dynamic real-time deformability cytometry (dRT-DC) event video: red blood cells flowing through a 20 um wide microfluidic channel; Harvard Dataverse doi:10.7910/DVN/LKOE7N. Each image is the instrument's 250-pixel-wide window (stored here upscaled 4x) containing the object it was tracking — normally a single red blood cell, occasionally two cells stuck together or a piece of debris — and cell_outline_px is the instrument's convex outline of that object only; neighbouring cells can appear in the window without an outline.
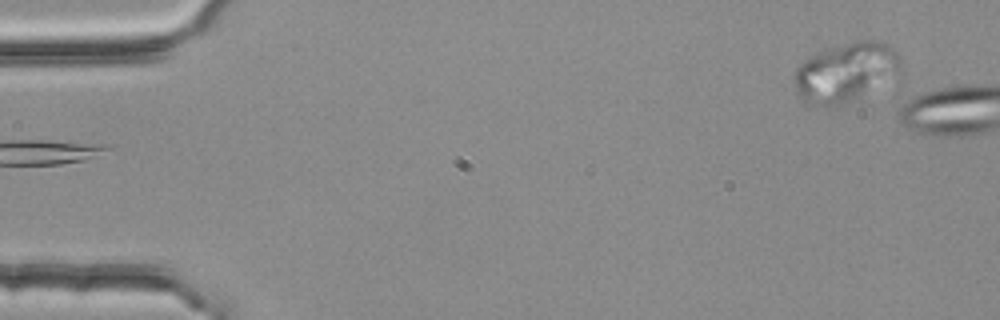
{"species": "common noctule bat (a hibernating species)", "species_latin": "Nyctalus noctula", "temperature_condition": "room temperature", "stored_images_in_passage": 3, "segment_of_instrument_passage": [2, 2], "camera_frame_rate_fps": 3000, "um_per_image_px": 0.085, "animal": {"sex": "female", "body_mass_g": 25.1}, "frame": {"image": 1, "passage_image": 3, "time_ms": 0.667, "image_size_px": [1000, 320], "cell_outline_px": [[904, 76], [900, 88], [836, 108], [804, 104], [800, 100], [792, 84], [792, 76], [796, 68], [804, 60], [816, 52], [824, 48], [836, 44], [864, 40], [876, 40], [888, 44], [896, 52], [900, 60], [904, 72]], "centroid_in_image_um": [72.07, 6.27], "position_along_channel_um": 12.9, "area_um2": 41.04}}